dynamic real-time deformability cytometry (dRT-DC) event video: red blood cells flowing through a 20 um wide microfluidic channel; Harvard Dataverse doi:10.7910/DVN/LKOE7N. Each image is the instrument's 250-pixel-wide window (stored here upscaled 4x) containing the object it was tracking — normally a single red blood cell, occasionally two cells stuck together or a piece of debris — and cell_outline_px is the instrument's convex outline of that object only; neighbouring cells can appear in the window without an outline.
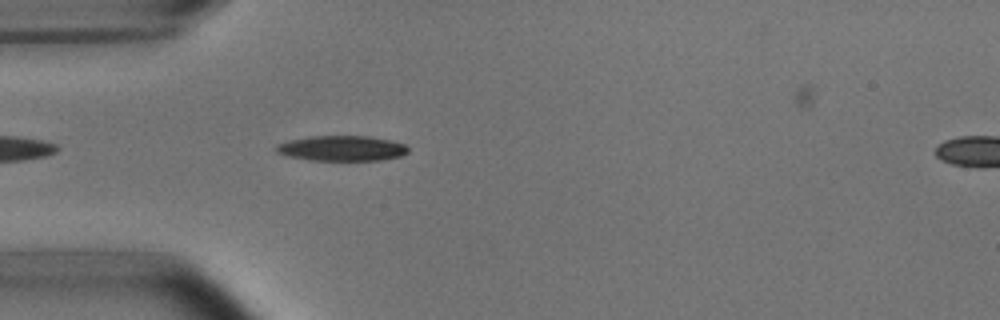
{"species": "common noctule bat (a hibernating species)", "species_latin": "Nyctalus noctula", "temperature_condition": "room temperature", "stored_images_in_passage": 10, "camera_frame_rate_fps": 3000, "um_per_image_px": 0.085, "animal": {"sex": "male", "body_mass_g": 15.6}, "frame": {"image": 1, "passage_image": 7, "time_ms": 2.0, "image_size_px": [1000, 320], "cell_outline_px": [[408, 152], [400, 156], [380, 160], [308, 160], [288, 156], [276, 152], [276, 144], [288, 140], [308, 136], [368, 136], [392, 140], [404, 144], [408, 148]], "centroid_in_image_um": [29.03, 12.6], "position_along_channel_um": 56.0, "area_um2": 19.48}}